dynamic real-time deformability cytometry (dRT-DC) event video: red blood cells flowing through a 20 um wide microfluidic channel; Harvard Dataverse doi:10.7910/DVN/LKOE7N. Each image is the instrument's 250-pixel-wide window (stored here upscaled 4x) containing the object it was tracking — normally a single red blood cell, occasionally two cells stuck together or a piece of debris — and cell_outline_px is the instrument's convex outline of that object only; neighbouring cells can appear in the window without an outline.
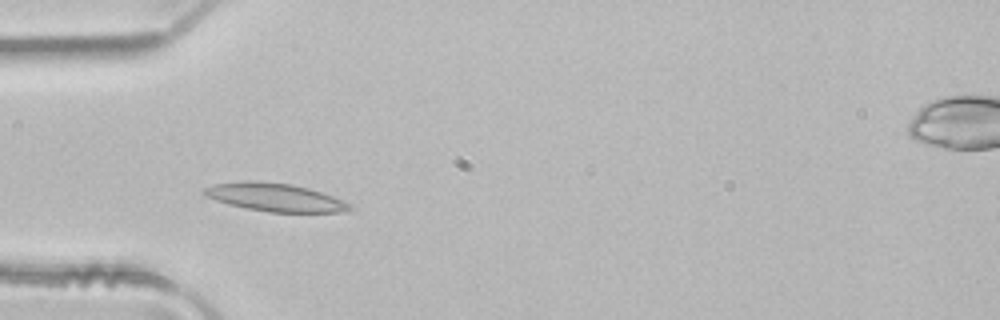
{"species": "common noctule bat (a hibernating species)", "species_latin": "Nyctalus noctula", "temperature_condition": "room temperature", "stored_images_in_passage": 3, "camera_frame_rate_fps": 3000, "um_per_image_px": 0.085, "animal": {"sex": "male", "body_mass_g": 21.5, "forearm_length_mm": 52.0}, "frame": {"image": 1, "passage_image": 2, "time_ms": 0.333, "image_size_px": [1000, 320], "cell_outline_px": [[356, 208], [340, 212], [268, 212], [244, 208], [228, 204], [204, 196], [200, 192], [204, 188], [212, 184], [240, 180], [256, 180], [292, 184], [308, 188], [332, 196], [352, 204]], "centroid_in_image_um": [23.32, 16.76], "position_along_channel_um": 61.7, "area_um2": 24.22}}
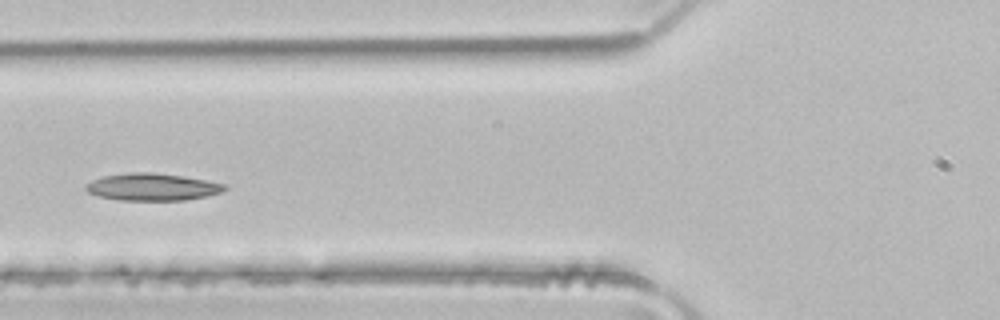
{"frame": {"image": 2, "passage_image": 3, "time_ms": 0.667, "image_size_px": [1000, 320], "cell_outline_px": [[228, 188], [220, 192], [204, 196], [184, 200], [116, 200], [100, 196], [88, 192], [84, 188], [84, 184], [92, 180], [104, 176], [132, 172], [152, 172], [184, 176], [224, 184]], "centroid_in_image_um": [12.89, 15.89], "position_along_channel_um": 112.9, "area_um2": 21.85}}